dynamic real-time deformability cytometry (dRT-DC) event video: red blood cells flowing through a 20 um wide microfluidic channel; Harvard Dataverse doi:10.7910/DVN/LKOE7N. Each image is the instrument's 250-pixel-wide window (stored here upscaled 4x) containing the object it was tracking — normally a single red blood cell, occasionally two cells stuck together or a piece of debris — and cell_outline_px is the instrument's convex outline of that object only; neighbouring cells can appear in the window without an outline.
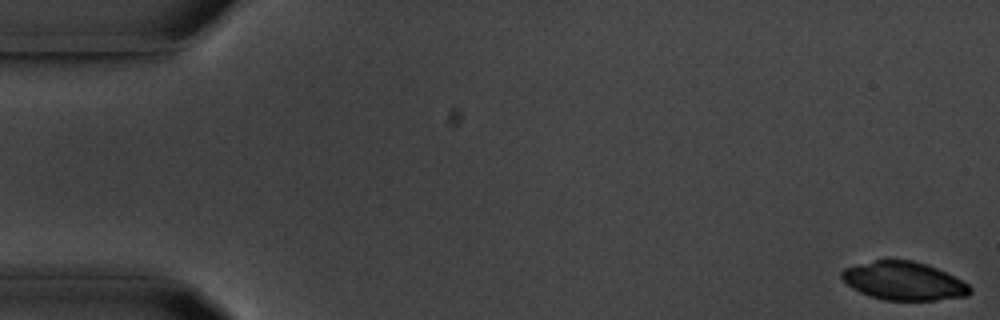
{"species": "common noctule bat (a hibernating species)", "species_latin": "Nyctalus noctula", "temperature_condition": "room temperature", "stored_images_in_passage": 54, "camera_frame_rate_fps": 3000, "um_per_image_px": 0.085, "animal": {"sex": "male", "body_mass_g": 20.1, "forearm_length_mm": 53.5}, "frame": {"image": 1, "passage_image": 1, "time_ms": 0.0, "image_size_px": [1000, 320], "cell_outline_px": [[972, 292], [968, 296], [936, 300], [884, 300], [860, 292], [852, 288], [840, 280], [840, 272], [844, 268], [876, 260], [912, 260], [936, 268], [968, 284], [972, 288]], "centroid_in_image_um": [76.79, 23.89], "position_along_channel_um": 8.2, "area_um2": 28.5}}
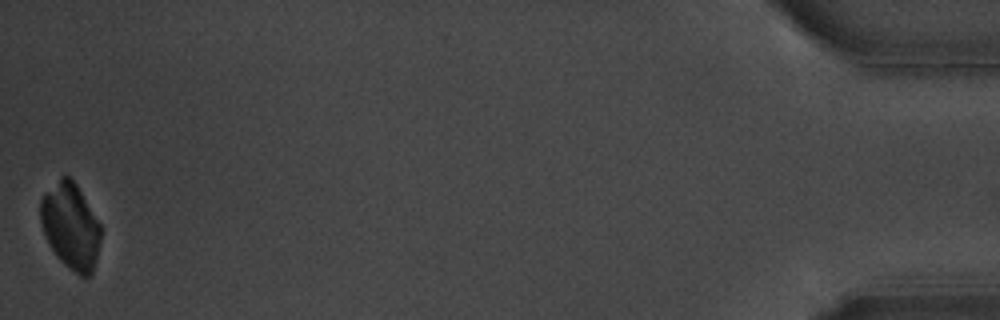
{"frame": {"image": 2, "passage_image": 54, "time_ms": 17.667, "image_size_px": [1000, 320], "cell_outline_px": [[100, 244], [96, 260], [92, 272], [84, 280], [68, 268], [56, 256], [48, 244], [44, 236], [40, 220], [40, 200], [44, 192], [60, 176], [68, 176], [76, 184], [100, 224]], "centroid_in_image_um": [5.98, 19.25], "position_along_channel_um": 429.2, "area_um2": 30.4}}